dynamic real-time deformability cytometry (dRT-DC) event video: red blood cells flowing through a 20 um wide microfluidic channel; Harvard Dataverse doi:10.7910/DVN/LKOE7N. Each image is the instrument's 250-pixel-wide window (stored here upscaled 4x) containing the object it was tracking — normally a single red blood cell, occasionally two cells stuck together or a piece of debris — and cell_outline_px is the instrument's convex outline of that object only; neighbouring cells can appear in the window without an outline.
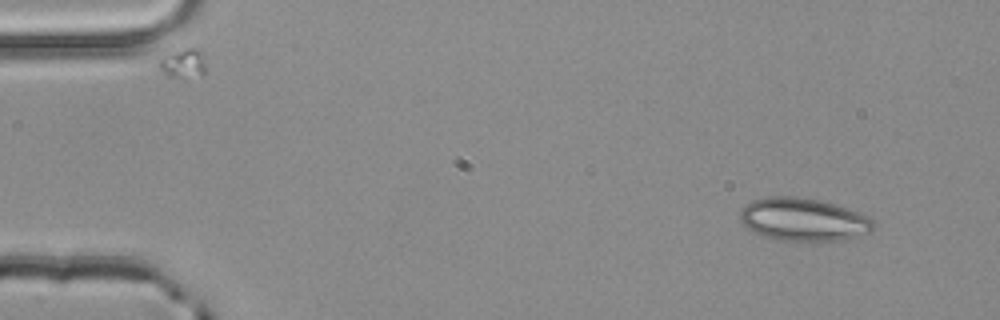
{"species": "common noctule bat (a hibernating species)", "species_latin": "Nyctalus noctula", "temperature_condition": "room temperature", "stored_images_in_passage": 3, "camera_frame_rate_fps": 3000, "um_per_image_px": 0.085, "animal": {"sex": "male", "body_mass_g": 20.4}, "frame": {"image": 1, "passage_image": 1, "time_ms": 0.0, "image_size_px": [1000, 320], "cell_outline_px": [[876, 228], [868, 232], [836, 240], [816, 244], [776, 240], [764, 236], [748, 228], [740, 220], [740, 212], [752, 200], [772, 196], [796, 196], [820, 200], [868, 216], [872, 220]], "centroid_in_image_um": [68.27, 18.69], "position_along_channel_um": 16.7, "area_um2": 33.47}}